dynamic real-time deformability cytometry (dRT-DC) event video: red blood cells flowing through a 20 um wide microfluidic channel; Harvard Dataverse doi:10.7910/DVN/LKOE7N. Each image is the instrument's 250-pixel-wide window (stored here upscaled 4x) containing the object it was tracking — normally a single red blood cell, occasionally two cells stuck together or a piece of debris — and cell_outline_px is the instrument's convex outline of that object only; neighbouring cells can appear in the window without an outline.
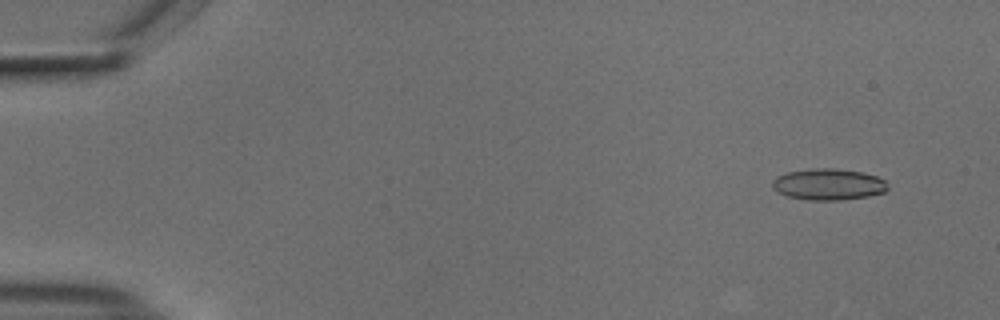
{"species": "common noctule bat (a hibernating species)", "species_latin": "Nyctalus noctula", "temperature_condition": "cold", "stored_images_in_passage": 51, "camera_frame_rate_fps": 3000, "um_per_image_px": 0.085, "animal": {"sex": "male", "body_mass_g": 18.8}, "frame": {"image": 1, "passage_image": 1, "time_ms": 0.0, "image_size_px": [1000, 320], "cell_outline_px": [[888, 188], [884, 192], [868, 196], [840, 200], [812, 200], [788, 196], [772, 188], [772, 180], [776, 176], [784, 172], [812, 168], [836, 168], [864, 172], [876, 176], [884, 180]], "centroid_in_image_um": [70.39, 15.65], "position_along_channel_um": 14.6, "area_um2": 21.15}}
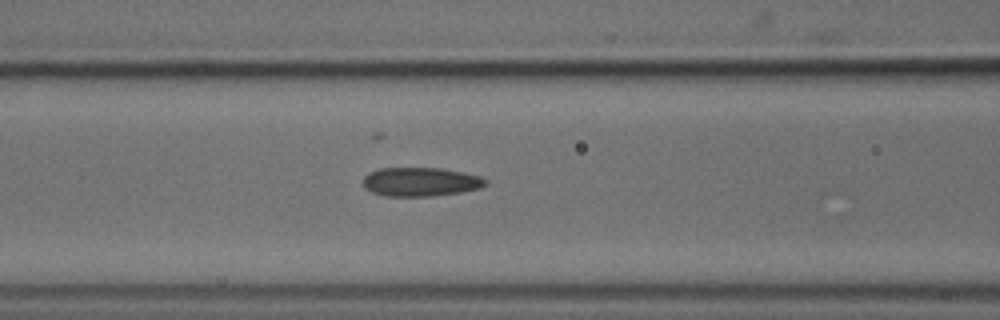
{"frame": {"image": 2, "passage_image": 20, "time_ms": 6.333, "image_size_px": [1000, 320], "cell_outline_px": [[488, 184], [480, 188], [460, 192], [432, 196], [384, 196], [372, 192], [364, 188], [364, 176], [368, 172], [380, 168], [440, 168], [464, 172], [480, 176], [488, 180]], "centroid_in_image_um": [35.76, 15.45], "position_along_channel_um": 130.8, "area_um2": 20.75}}
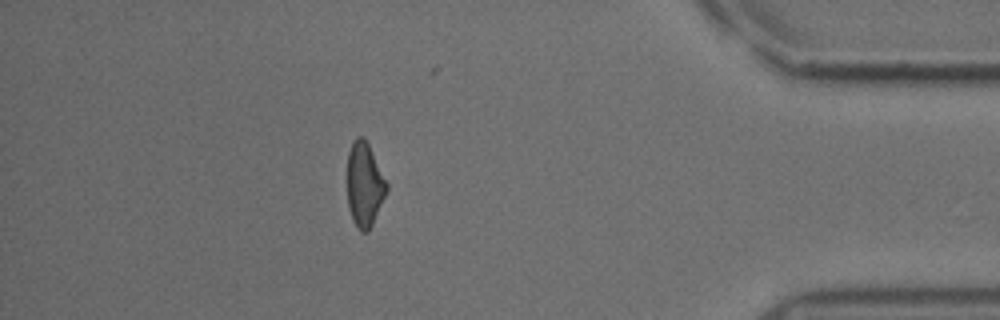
{"frame": {"image": 3, "passage_image": 45, "time_ms": 14.667, "image_size_px": [1000, 320], "cell_outline_px": [[388, 188], [372, 224], [368, 232], [360, 232], [356, 228], [352, 220], [348, 208], [348, 152], [356, 136], [364, 136], [388, 184]], "centroid_in_image_um": [30.97, 15.71], "position_along_channel_um": 404.2, "area_um2": 19.19}, "authors_computed_cell_mechanics": {"area_um2": 20.4612, "velocity_mm_per_s": 3.7443, "shape_relaxation_time_tau1_ms": 8.4082, "shape_relaxation_time_tau2_ms": 3.6028, "deformation_change_tau1": 0.1852, "deformation_change_tau2": 0.1227}}